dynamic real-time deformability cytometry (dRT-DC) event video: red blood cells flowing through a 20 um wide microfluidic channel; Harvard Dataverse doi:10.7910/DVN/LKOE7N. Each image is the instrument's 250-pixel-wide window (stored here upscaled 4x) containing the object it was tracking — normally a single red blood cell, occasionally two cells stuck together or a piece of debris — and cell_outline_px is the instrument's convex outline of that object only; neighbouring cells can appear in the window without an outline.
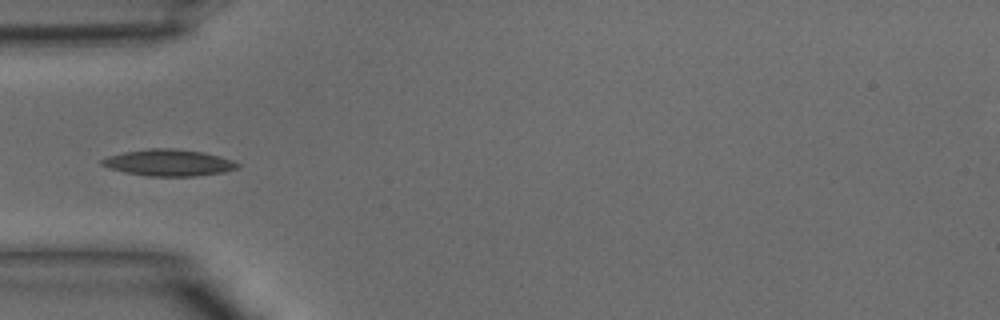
{"species": "common noctule bat (a hibernating species)", "species_latin": "Nyctalus noctula", "temperature_condition": "warm", "stored_images_in_passage": 28, "camera_frame_rate_fps": 3000, "um_per_image_px": 0.085, "animal": {"sex": "male", "body_mass_g": 15.6}, "frame": {"image": 1, "passage_image": 1, "time_ms": 0.0, "image_size_px": [1000, 320], "cell_outline_px": [[240, 168], [224, 172], [192, 176], [148, 176], [124, 172], [108, 168], [100, 164], [100, 160], [108, 156], [124, 152], [148, 148], [172, 148], [204, 152], [220, 156], [232, 160], [240, 164]], "centroid_in_image_um": [14.34, 13.82], "position_along_channel_um": 70.7, "area_um2": 21.1}}
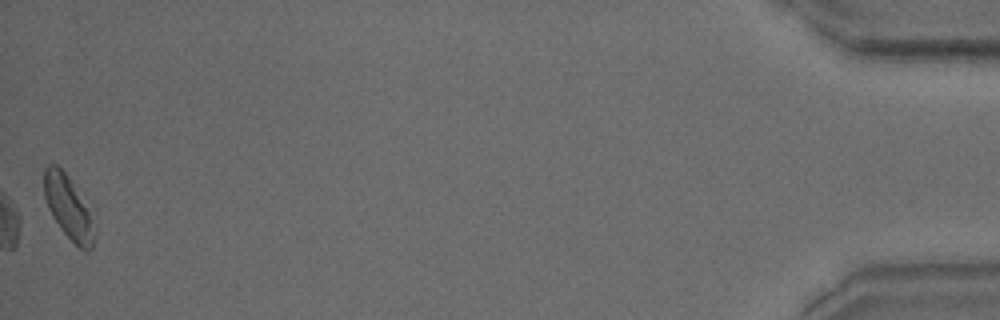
{"frame": {"image": 2, "passage_image": 28, "time_ms": 9.0, "image_size_px": [1000, 320], "cell_outline_px": [[92, 248], [88, 252], [84, 252], [60, 228], [52, 216], [48, 208], [44, 196], [44, 168], [48, 164], [56, 164], [68, 176], [88, 208], [92, 236]], "centroid_in_image_um": [5.74, 17.59], "position_along_channel_um": 429.5, "area_um2": 17.74}}